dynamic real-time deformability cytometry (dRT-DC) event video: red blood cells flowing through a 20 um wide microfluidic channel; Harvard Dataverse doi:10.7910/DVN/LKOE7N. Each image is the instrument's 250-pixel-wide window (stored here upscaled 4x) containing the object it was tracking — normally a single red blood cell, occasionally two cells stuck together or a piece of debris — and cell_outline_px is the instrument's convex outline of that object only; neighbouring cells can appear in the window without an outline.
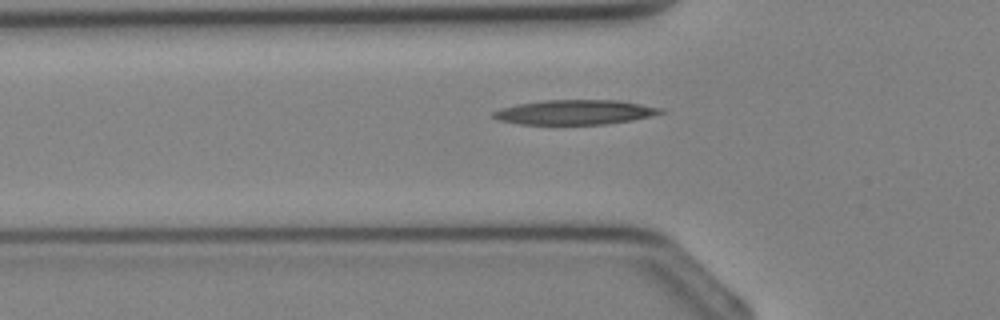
{"species": "Egyptian fruit bat (a non-hibernating species)", "species_latin": "Rousettus aegyptiacus", "temperature_condition": "cold", "stored_images_in_passage": 26, "camera_frame_rate_fps": 3000, "um_per_image_px": 0.085, "animal": {"sex": "female"}, "frame": {"image": 1, "passage_image": 6, "time_ms": 1.667, "image_size_px": [1000, 320], "cell_outline_px": [[664, 112], [632, 120], [604, 124], [520, 124], [500, 120], [492, 116], [492, 112], [500, 108], [516, 104], [544, 100], [620, 100], [660, 108]], "centroid_in_image_um": [48.81, 9.53], "position_along_channel_um": 77.0, "area_um2": 23.81}}
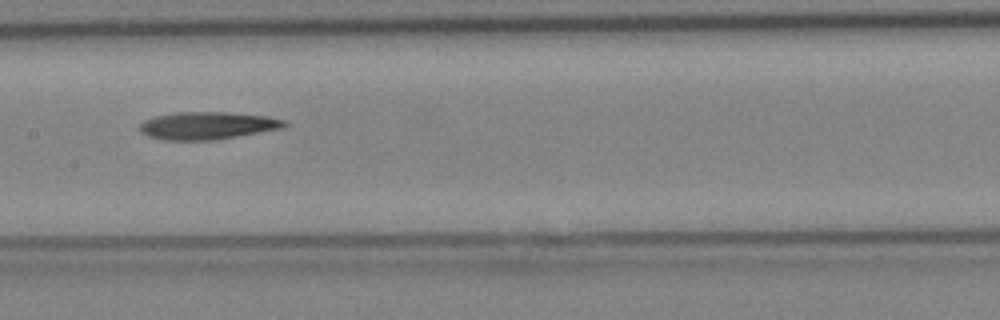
{"frame": {"image": 2, "passage_image": 12, "time_ms": 3.667, "image_size_px": [1000, 320], "cell_outline_px": [[288, 124], [280, 128], [216, 140], [164, 140], [148, 136], [140, 132], [140, 124], [144, 120], [156, 116], [176, 112], [228, 112], [268, 116], [288, 120]], "centroid_in_image_um": [17.63, 10.67], "position_along_channel_um": 189.8, "area_um2": 23.24}}
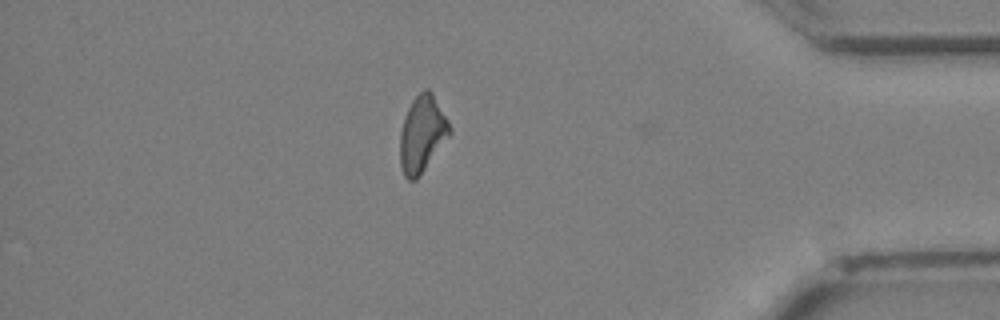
{"frame": {"image": 3, "passage_image": 25, "time_ms": 8.0, "image_size_px": [1000, 320], "cell_outline_px": [[452, 132], [420, 176], [416, 180], [408, 180], [404, 176], [400, 164], [400, 132], [404, 116], [412, 100], [424, 88], [428, 88], [432, 92], [448, 120], [452, 128]], "centroid_in_image_um": [35.88, 11.39], "position_along_channel_um": 399.3, "area_um2": 22.25}}